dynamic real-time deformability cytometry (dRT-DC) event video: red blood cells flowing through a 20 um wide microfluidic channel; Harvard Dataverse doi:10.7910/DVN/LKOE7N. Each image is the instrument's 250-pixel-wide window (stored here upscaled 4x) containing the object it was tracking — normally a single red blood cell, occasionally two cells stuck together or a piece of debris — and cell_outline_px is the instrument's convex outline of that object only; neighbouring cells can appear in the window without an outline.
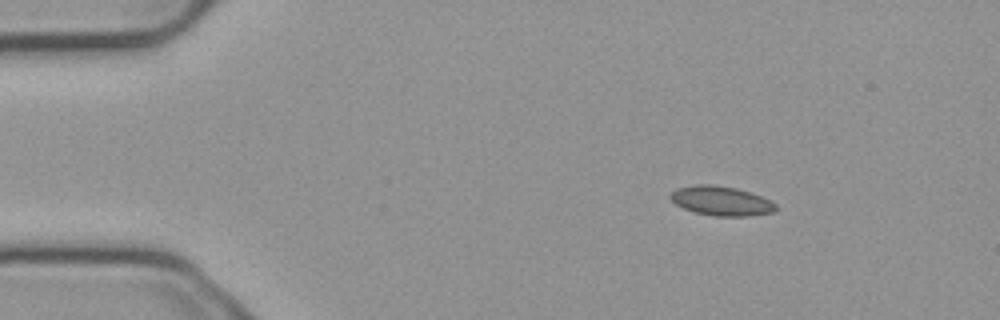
{"species": "common noctule bat (a hibernating species)", "species_latin": "Nyctalus noctula", "temperature_condition": "cold", "stored_images_in_passage": 4, "camera_frame_rate_fps": 3000, "um_per_image_px": 0.085, "animal": {"sex": "male", "body_mass_g": 23.1, "forearm_length_mm": 52.7}, "frame": {"image": 1, "passage_image": 1, "time_ms": 0.0, "image_size_px": [1000, 320], "cell_outline_px": [[776, 208], [772, 212], [748, 216], [716, 216], [696, 212], [684, 208], [676, 204], [668, 196], [676, 188], [696, 184], [712, 184], [736, 188], [772, 200], [776, 204]], "centroid_in_image_um": [61.29, 17.06], "position_along_channel_um": 23.7, "area_um2": 17.92}}
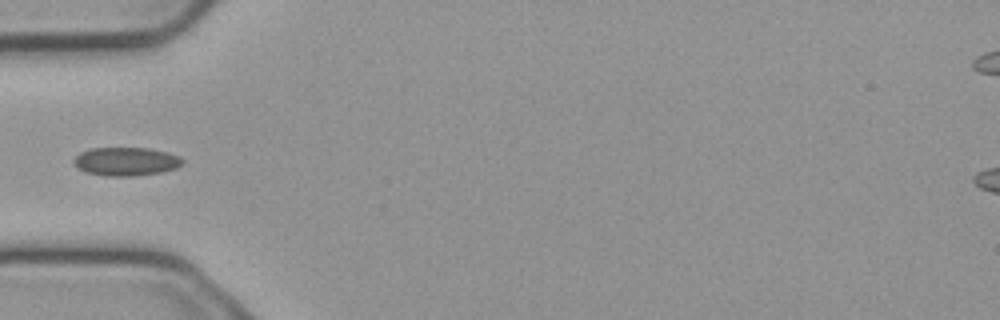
{"frame": {"image": 2, "passage_image": 4, "time_ms": 1.0, "image_size_px": [1000, 320], "cell_outline_px": [[184, 164], [176, 168], [160, 172], [136, 176], [104, 176], [84, 172], [76, 168], [72, 164], [72, 160], [80, 152], [92, 148], [148, 148], [168, 152], [180, 156], [184, 160]], "centroid_in_image_um": [10.69, 13.73], "position_along_channel_um": 74.3, "area_um2": 18.38}}